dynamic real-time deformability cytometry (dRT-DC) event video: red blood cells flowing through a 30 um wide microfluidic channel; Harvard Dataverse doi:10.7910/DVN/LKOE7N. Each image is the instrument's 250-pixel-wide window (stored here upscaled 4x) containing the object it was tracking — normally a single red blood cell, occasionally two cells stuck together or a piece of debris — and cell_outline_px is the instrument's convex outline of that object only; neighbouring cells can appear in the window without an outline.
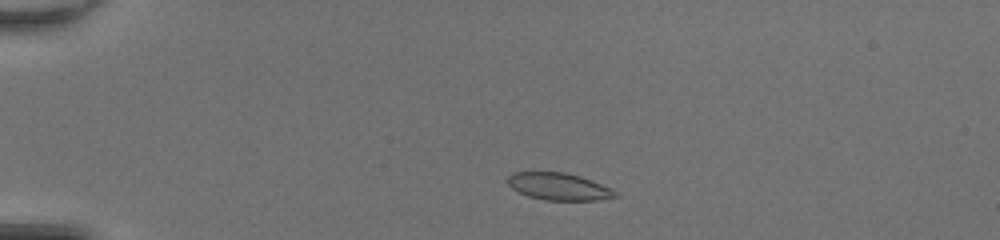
{"species": "common noctule bat (a hibernating species)", "species_latin": "Nyctalus noctula", "temperature_condition": "room temperature", "stored_images_in_passage": 42, "camera_frame_rate_fps": 3000, "um_per_image_px": 0.085, "animal": {"sex": "female", "body_mass_g": 20.0, "forearm_length_mm": 54.0}, "frame": {"image": 1, "passage_image": 5, "time_ms": 1.333, "image_size_px": [1000, 240], "cell_outline_px": [[620, 196], [596, 200], [544, 200], [528, 196], [512, 188], [508, 184], [508, 176], [512, 172], [564, 172], [580, 176], [592, 180], [612, 188]], "centroid_in_image_um": [47.52, 15.85], "position_along_channel_um": 37.5, "area_um2": 17.05}}
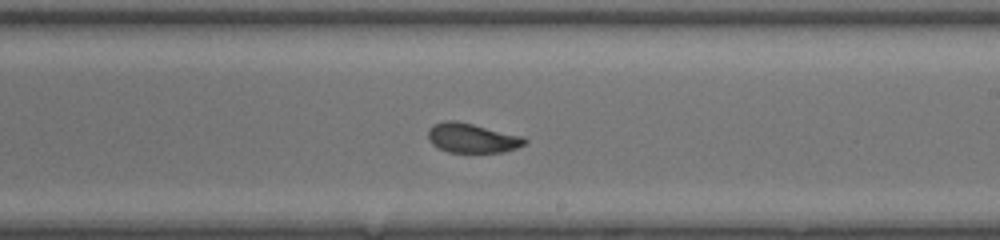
{"frame": {"image": 2, "passage_image": 24, "time_ms": 7.667, "image_size_px": [1000, 240], "cell_outline_px": [[528, 140], [524, 144], [516, 148], [504, 152], [448, 152], [432, 144], [428, 140], [428, 128], [432, 124], [444, 120], [456, 120], [524, 136]], "centroid_in_image_um": [40.11, 11.72], "position_along_channel_um": 248.9, "area_um2": 16.76}}
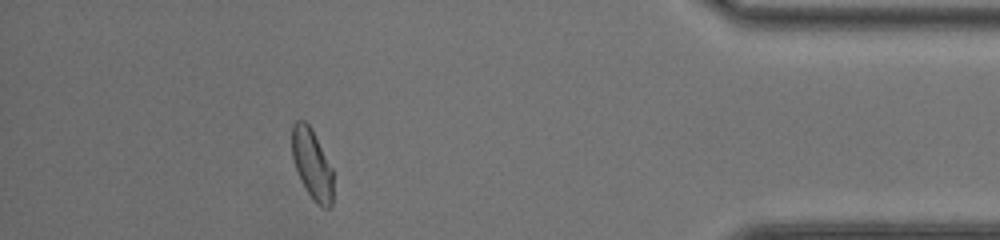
{"frame": {"image": 3, "passage_image": 38, "time_ms": 12.333, "image_size_px": [1000, 240], "cell_outline_px": [[332, 204], [328, 208], [324, 208], [316, 204], [300, 180], [292, 156], [292, 124], [296, 120], [304, 120], [308, 124], [332, 168]], "centroid_in_image_um": [26.51, 13.97], "position_along_channel_um": 408.7, "area_um2": 16.47}, "authors_computed_cell_mechanics": {"area_um2": 16.9932, "velocity_mm_per_s": 4.2794, "shape_relaxation_time_tau1_ms": 3.8971, "shape_relaxation_time_tau2_ms": 0.9678, "deformation_change_tau1": 0.1481, "deformation_change_tau2": 0.0508}}